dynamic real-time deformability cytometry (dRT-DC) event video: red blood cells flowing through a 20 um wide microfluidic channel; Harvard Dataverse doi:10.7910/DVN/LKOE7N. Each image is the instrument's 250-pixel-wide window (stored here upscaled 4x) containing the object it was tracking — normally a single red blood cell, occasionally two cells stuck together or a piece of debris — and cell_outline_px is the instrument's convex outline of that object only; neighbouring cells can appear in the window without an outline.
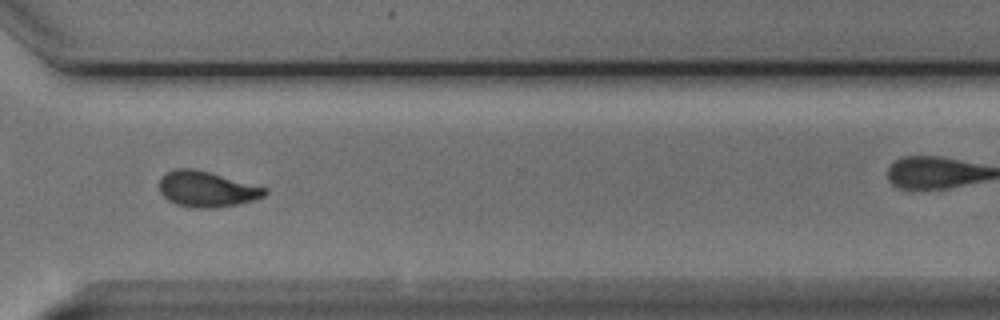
{"species": "Egyptian fruit bat (a non-hibernating species)", "species_latin": "Rousettus aegyptiacus", "temperature_condition": "cold", "stored_images_in_passage": 55, "camera_frame_rate_fps": 3000, "um_per_image_px": 0.085, "animal": {"sex": "male"}, "frame": {"image": 1, "passage_image": 40, "time_ms": 13.0, "image_size_px": [1000, 320], "cell_outline_px": [[268, 192], [264, 196], [252, 200], [236, 204], [216, 208], [192, 208], [176, 204], [168, 200], [160, 192], [160, 176], [176, 168], [192, 168], [208, 172], [268, 188]], "centroid_in_image_um": [17.56, 16.08], "position_along_channel_um": 353.0, "area_um2": 21.79}}
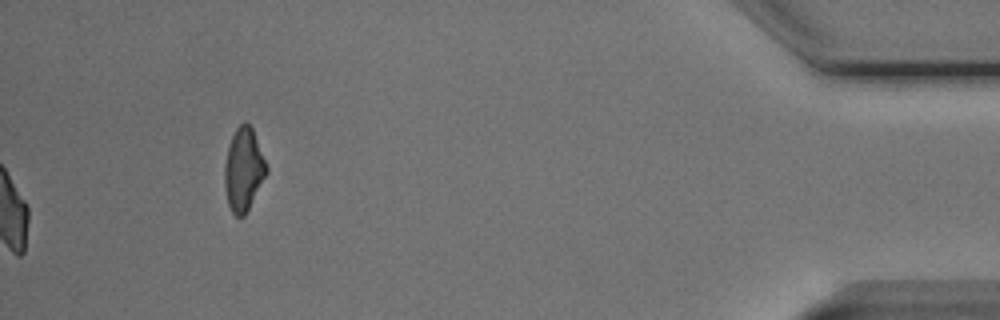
{"frame": {"image": 2, "passage_image": 55, "time_ms": 18.0, "image_size_px": [1000, 320], "cell_outline_px": [[268, 172], [244, 216], [236, 216], [232, 212], [228, 204], [224, 184], [224, 164], [228, 148], [232, 136], [236, 128], [244, 120], [248, 120], [252, 128], [268, 168]], "centroid_in_image_um": [20.7, 14.38], "position_along_channel_um": 414.5, "area_um2": 20.17}, "authors_computed_cell_mechanics": {"area_um2": 21.8484, "velocity_mm_per_s": 3.7583, "shape_relaxation_time_tau1_ms": 3.9852, "shape_relaxation_time_tau2_ms": 2.4399, "deformation_change_tau1": 0.1391, "deformation_change_tau2": 0.0836}}